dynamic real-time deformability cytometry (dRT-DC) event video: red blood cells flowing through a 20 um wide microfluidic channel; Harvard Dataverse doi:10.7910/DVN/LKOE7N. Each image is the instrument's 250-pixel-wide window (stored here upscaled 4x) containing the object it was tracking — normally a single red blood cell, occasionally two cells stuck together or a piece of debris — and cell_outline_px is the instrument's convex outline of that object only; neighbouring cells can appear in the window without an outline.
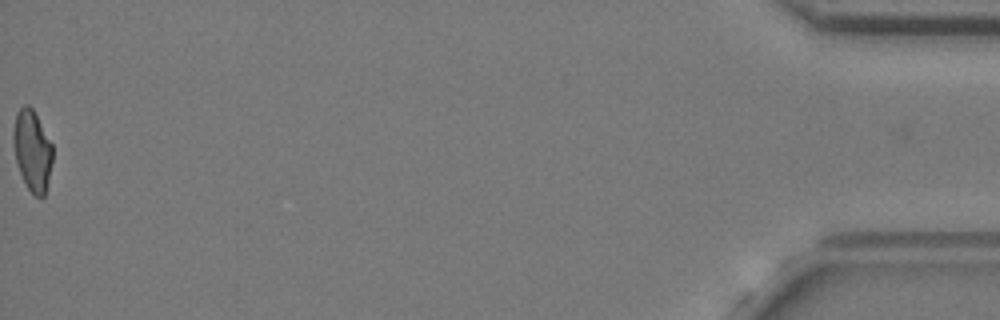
{"species": "common noctule bat (a hibernating species)", "species_latin": "Nyctalus noctula", "temperature_condition": "cold", "stored_images_in_passage": 41, "camera_frame_rate_fps": 3000, "um_per_image_px": 0.085, "animal": {"sex": "female", "body_mass_g": 24.6, "forearm_length_mm": 56.2}, "frame": {"image": 1, "passage_image": 41, "time_ms": 13.333, "image_size_px": [1000, 320], "cell_outline_px": [[52, 160], [44, 196], [40, 200], [28, 188], [20, 172], [16, 160], [12, 140], [12, 132], [16, 112], [24, 104], [28, 104], [32, 108], [52, 144]], "centroid_in_image_um": [2.72, 12.77], "position_along_channel_um": 432.5, "area_um2": 18.32}, "authors_computed_cell_mechanics": {"area_um2": 19.1896, "velocity_mm_per_s": 3.6426, "shape_relaxation_time_tau1_ms": null, "shape_relaxation_time_tau2_ms": 1.8616, "deformation_change_tau1": null, "deformation_change_tau2": 0.0721}}